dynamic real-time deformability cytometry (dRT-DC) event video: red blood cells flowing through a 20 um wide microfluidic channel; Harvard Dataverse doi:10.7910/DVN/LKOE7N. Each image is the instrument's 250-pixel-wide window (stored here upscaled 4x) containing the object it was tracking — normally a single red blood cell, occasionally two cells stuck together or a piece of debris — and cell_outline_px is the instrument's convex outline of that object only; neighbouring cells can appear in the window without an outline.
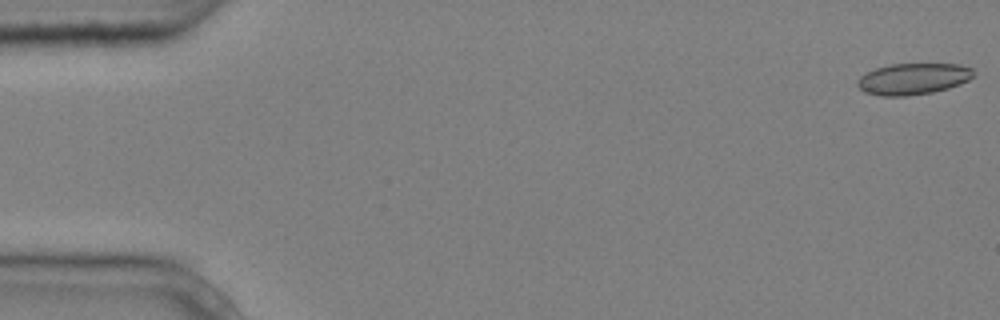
{"species": "common noctule bat (a hibernating species)", "species_latin": "Nyctalus noctula", "temperature_condition": "cold", "stored_images_in_passage": 5, "camera_frame_rate_fps": 3000, "um_per_image_px": 0.085, "animal": {"sex": "male", "body_mass_g": 20.4}, "frame": {"image": 1, "passage_image": 1, "time_ms": 0.0, "image_size_px": [1000, 320], "cell_outline_px": [[976, 76], [960, 84], [948, 88], [932, 92], [908, 96], [880, 96], [864, 92], [856, 84], [856, 80], [860, 76], [876, 68], [892, 64], [960, 64], [972, 68]], "centroid_in_image_um": [77.62, 6.71], "position_along_channel_um": 7.4, "area_um2": 21.33}}
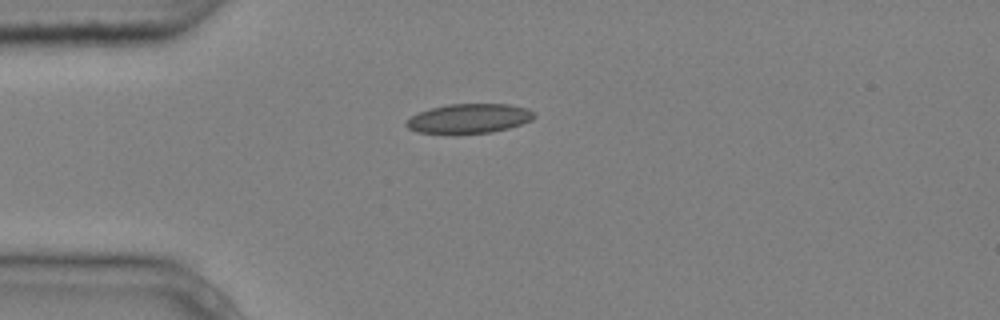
{"frame": {"image": 2, "passage_image": 4, "time_ms": 1.0, "image_size_px": [1000, 320], "cell_outline_px": [[536, 116], [532, 120], [508, 128], [492, 132], [416, 132], [408, 128], [404, 124], [412, 116], [420, 112], [432, 108], [448, 104], [512, 104], [528, 108], [536, 112]], "centroid_in_image_um": [39.94, 10.04], "position_along_channel_um": 45.1, "area_um2": 21.56}}
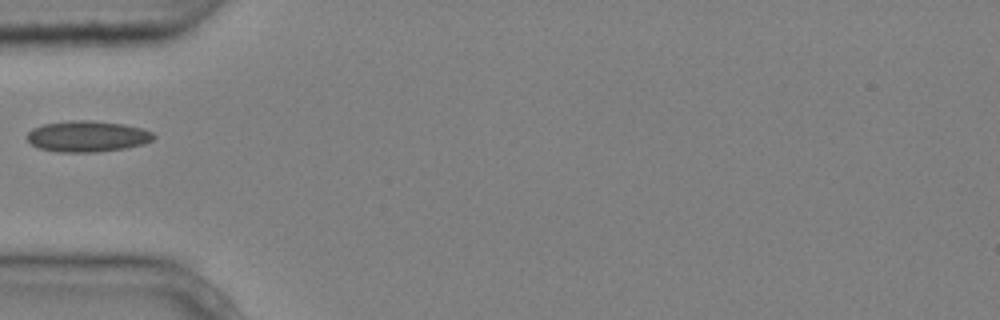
{"frame": {"image": 3, "passage_image": 5, "time_ms": 1.333, "image_size_px": [1000, 320], "cell_outline_px": [[156, 136], [152, 140], [144, 144], [124, 148], [96, 152], [56, 152], [40, 148], [32, 144], [24, 136], [32, 128], [44, 124], [72, 120], [88, 120], [124, 124], [140, 128], [152, 132]], "centroid_in_image_um": [7.4, 11.59], "position_along_channel_um": 77.6, "area_um2": 22.89}}